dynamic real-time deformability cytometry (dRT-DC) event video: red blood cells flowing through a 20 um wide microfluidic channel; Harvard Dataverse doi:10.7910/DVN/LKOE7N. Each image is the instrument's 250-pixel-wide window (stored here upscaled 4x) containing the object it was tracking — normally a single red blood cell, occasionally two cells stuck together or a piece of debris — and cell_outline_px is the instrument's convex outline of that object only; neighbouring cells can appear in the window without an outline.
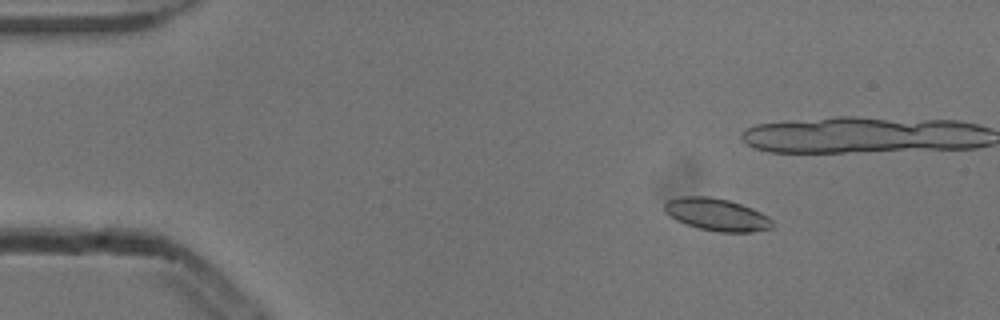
{"species": "common noctule bat (a hibernating species)", "species_latin": "Nyctalus noctula", "temperature_condition": "cold", "stored_images_in_passage": 56, "camera_frame_rate_fps": 3000, "um_per_image_px": 0.085, "animal": {"sex": "male", "body_mass_g": 13.3}, "frame": {"image": 1, "passage_image": 9, "time_ms": 2.667, "image_size_px": [1000, 320], "cell_outline_px": [[776, 224], [772, 228], [752, 232], [716, 232], [684, 224], [676, 220], [664, 212], [664, 204], [668, 200], [680, 196], [708, 196], [728, 200], [752, 208], [768, 216]], "centroid_in_image_um": [60.92, 18.24], "position_along_channel_um": 24.1, "area_um2": 20.52}, "authors_computed_cell_mechanics": {"area_um2": 20.1144, "velocity_mm_per_s": 3.8314, "shape_relaxation_time_tau1_ms": 3.3737, "shape_relaxation_time_tau2_ms": 2.1766, "deformation_change_tau1": 0.1166, "deformation_change_tau2": 0.0738}}